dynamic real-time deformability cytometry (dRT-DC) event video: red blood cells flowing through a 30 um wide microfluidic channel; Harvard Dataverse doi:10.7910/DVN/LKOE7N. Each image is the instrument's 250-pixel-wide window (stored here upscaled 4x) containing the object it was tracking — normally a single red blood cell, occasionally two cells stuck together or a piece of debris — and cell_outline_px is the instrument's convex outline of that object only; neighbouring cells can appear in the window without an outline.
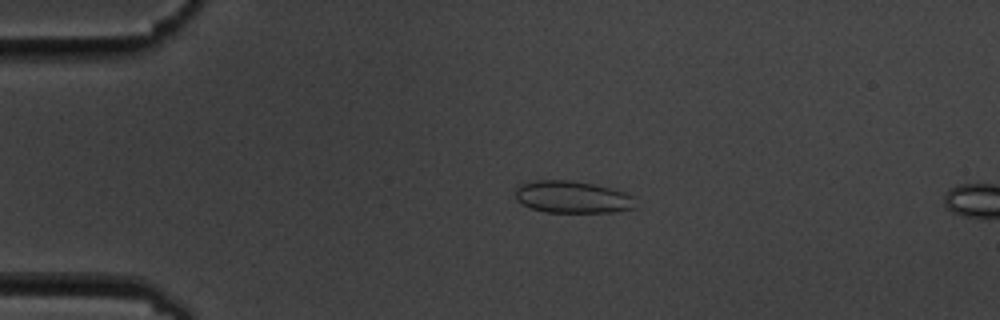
{"species": "common noctule bat (a hibernating species)", "species_latin": "Nyctalus noctula", "temperature_condition": "cold", "stored_images_in_passage": 4, "camera_frame_rate_fps": 3000, "um_per_image_px": 0.085, "animal": {"sex": "male", "body_mass_g": 19.5, "forearm_length_mm": 54.6}, "frame": {"image": 1, "passage_image": 3, "time_ms": 3.0, "image_size_px": [1000, 320], "cell_outline_px": [[636, 208], [616, 212], [544, 212], [532, 208], [516, 200], [516, 188], [520, 184], [536, 180], [572, 180], [612, 188], [624, 192], [632, 196]], "centroid_in_image_um": [48.66, 16.75], "position_along_channel_um": 36.3, "area_um2": 22.48}}